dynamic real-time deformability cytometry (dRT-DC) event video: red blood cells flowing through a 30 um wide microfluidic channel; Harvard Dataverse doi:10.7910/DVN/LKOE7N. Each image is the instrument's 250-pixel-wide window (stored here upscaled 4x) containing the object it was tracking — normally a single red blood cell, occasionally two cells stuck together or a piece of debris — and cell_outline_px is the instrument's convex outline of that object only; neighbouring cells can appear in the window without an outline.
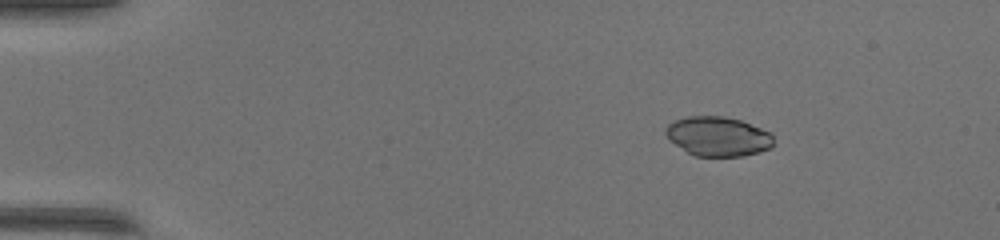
{"species": "common noctule bat (a hibernating species)", "species_latin": "Nyctalus noctula", "temperature_condition": "warm", "stored_images_in_passage": 50, "camera_frame_rate_fps": 3000, "um_per_image_px": 0.085, "animal": {"sex": "female", "body_mass_g": 17.0, "forearm_length_mm": 48.0}, "frame": {"image": 1, "passage_image": 8, "time_ms": 2.333, "image_size_px": [1000, 240], "cell_outline_px": [[772, 148], [760, 152], [744, 156], [696, 156], [688, 152], [668, 140], [664, 132], [664, 128], [668, 124], [676, 120], [688, 116], [724, 116], [740, 120], [772, 132]], "centroid_in_image_um": [61.03, 11.59], "position_along_channel_um": 24.0, "area_um2": 24.97}}
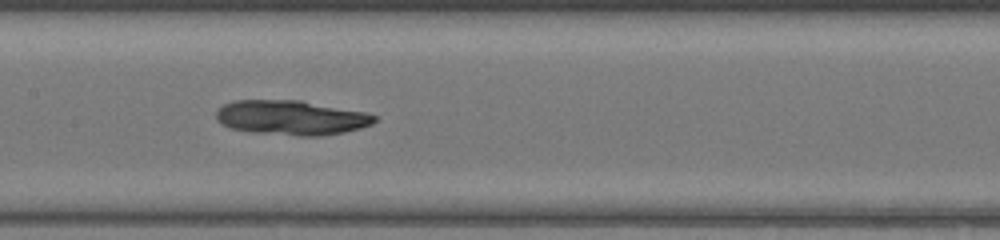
{"frame": {"image": 2, "passage_image": 26, "time_ms": 8.333, "image_size_px": [1000, 240], "cell_outline_px": [[376, 120], [372, 124], [360, 128], [344, 132], [320, 136], [300, 136], [252, 132], [228, 128], [220, 124], [216, 120], [216, 112], [224, 104], [236, 100], [300, 100], [364, 112], [376, 116]], "centroid_in_image_um": [24.72, 10.01], "position_along_channel_um": 182.7, "area_um2": 31.96}}
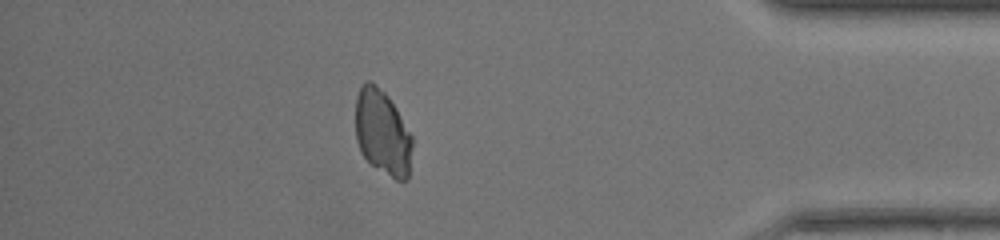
{"frame": {"image": 3, "passage_image": 44, "time_ms": 14.333, "image_size_px": [1000, 240], "cell_outline_px": [[412, 148], [408, 180], [396, 180], [372, 164], [360, 152], [356, 140], [356, 96], [364, 80], [368, 80], [384, 92], [396, 108], [412, 136]], "centroid_in_image_um": [32.51, 11.27], "position_along_channel_um": 402.7, "area_um2": 27.98}, "authors_computed_cell_mechanics": {"area_um2": 28.9, "velocity_mm_per_s": 4.2701, "shape_relaxation_time_tau1_ms": 3.2487, "shape_relaxation_time_tau2_ms": null, "deformation_change_tau1": 0.1114, "deformation_change_tau2": null}}